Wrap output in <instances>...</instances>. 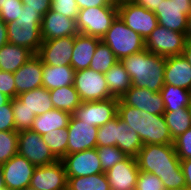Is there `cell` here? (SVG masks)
I'll return each mask as SVG.
<instances>
[{"label":"cell","mask_w":191,"mask_h":190,"mask_svg":"<svg viewBox=\"0 0 191 190\" xmlns=\"http://www.w3.org/2000/svg\"><path fill=\"white\" fill-rule=\"evenodd\" d=\"M17 98L35 116L54 109L49 90L45 87L20 93Z\"/></svg>","instance_id":"cell-27"},{"label":"cell","mask_w":191,"mask_h":190,"mask_svg":"<svg viewBox=\"0 0 191 190\" xmlns=\"http://www.w3.org/2000/svg\"><path fill=\"white\" fill-rule=\"evenodd\" d=\"M138 6L144 7L150 11L155 12L163 0H131Z\"/></svg>","instance_id":"cell-49"},{"label":"cell","mask_w":191,"mask_h":190,"mask_svg":"<svg viewBox=\"0 0 191 190\" xmlns=\"http://www.w3.org/2000/svg\"><path fill=\"white\" fill-rule=\"evenodd\" d=\"M61 160L67 177H86L104 173L96 148L67 154Z\"/></svg>","instance_id":"cell-12"},{"label":"cell","mask_w":191,"mask_h":190,"mask_svg":"<svg viewBox=\"0 0 191 190\" xmlns=\"http://www.w3.org/2000/svg\"><path fill=\"white\" fill-rule=\"evenodd\" d=\"M0 92L10 99L16 97V84L12 72L0 70Z\"/></svg>","instance_id":"cell-46"},{"label":"cell","mask_w":191,"mask_h":190,"mask_svg":"<svg viewBox=\"0 0 191 190\" xmlns=\"http://www.w3.org/2000/svg\"><path fill=\"white\" fill-rule=\"evenodd\" d=\"M16 84V97L23 92L42 87L43 63L35 54L13 73Z\"/></svg>","instance_id":"cell-20"},{"label":"cell","mask_w":191,"mask_h":190,"mask_svg":"<svg viewBox=\"0 0 191 190\" xmlns=\"http://www.w3.org/2000/svg\"><path fill=\"white\" fill-rule=\"evenodd\" d=\"M1 168L5 186L10 190H21L29 187L36 166L17 153Z\"/></svg>","instance_id":"cell-14"},{"label":"cell","mask_w":191,"mask_h":190,"mask_svg":"<svg viewBox=\"0 0 191 190\" xmlns=\"http://www.w3.org/2000/svg\"><path fill=\"white\" fill-rule=\"evenodd\" d=\"M50 9L74 20L79 13L76 0H51Z\"/></svg>","instance_id":"cell-41"},{"label":"cell","mask_w":191,"mask_h":190,"mask_svg":"<svg viewBox=\"0 0 191 190\" xmlns=\"http://www.w3.org/2000/svg\"><path fill=\"white\" fill-rule=\"evenodd\" d=\"M118 115L103 126L98 127L97 146H117Z\"/></svg>","instance_id":"cell-39"},{"label":"cell","mask_w":191,"mask_h":190,"mask_svg":"<svg viewBox=\"0 0 191 190\" xmlns=\"http://www.w3.org/2000/svg\"><path fill=\"white\" fill-rule=\"evenodd\" d=\"M11 99L0 92V106L7 104Z\"/></svg>","instance_id":"cell-54"},{"label":"cell","mask_w":191,"mask_h":190,"mask_svg":"<svg viewBox=\"0 0 191 190\" xmlns=\"http://www.w3.org/2000/svg\"><path fill=\"white\" fill-rule=\"evenodd\" d=\"M182 56L191 65V38L187 37L185 42V47L183 49Z\"/></svg>","instance_id":"cell-52"},{"label":"cell","mask_w":191,"mask_h":190,"mask_svg":"<svg viewBox=\"0 0 191 190\" xmlns=\"http://www.w3.org/2000/svg\"><path fill=\"white\" fill-rule=\"evenodd\" d=\"M0 131H15L11 100L7 104L0 106Z\"/></svg>","instance_id":"cell-45"},{"label":"cell","mask_w":191,"mask_h":190,"mask_svg":"<svg viewBox=\"0 0 191 190\" xmlns=\"http://www.w3.org/2000/svg\"><path fill=\"white\" fill-rule=\"evenodd\" d=\"M165 190H191L188 186L178 187V188H168Z\"/></svg>","instance_id":"cell-56"},{"label":"cell","mask_w":191,"mask_h":190,"mask_svg":"<svg viewBox=\"0 0 191 190\" xmlns=\"http://www.w3.org/2000/svg\"><path fill=\"white\" fill-rule=\"evenodd\" d=\"M117 147L126 155L136 158L143 143L139 135L118 116Z\"/></svg>","instance_id":"cell-29"},{"label":"cell","mask_w":191,"mask_h":190,"mask_svg":"<svg viewBox=\"0 0 191 190\" xmlns=\"http://www.w3.org/2000/svg\"><path fill=\"white\" fill-rule=\"evenodd\" d=\"M68 129V154L97 147L98 127L71 116Z\"/></svg>","instance_id":"cell-17"},{"label":"cell","mask_w":191,"mask_h":190,"mask_svg":"<svg viewBox=\"0 0 191 190\" xmlns=\"http://www.w3.org/2000/svg\"><path fill=\"white\" fill-rule=\"evenodd\" d=\"M30 188L35 190H67L66 170L62 160L35 168Z\"/></svg>","instance_id":"cell-13"},{"label":"cell","mask_w":191,"mask_h":190,"mask_svg":"<svg viewBox=\"0 0 191 190\" xmlns=\"http://www.w3.org/2000/svg\"><path fill=\"white\" fill-rule=\"evenodd\" d=\"M119 99L112 97L102 101L81 102L72 116L89 125L100 127L118 115Z\"/></svg>","instance_id":"cell-10"},{"label":"cell","mask_w":191,"mask_h":190,"mask_svg":"<svg viewBox=\"0 0 191 190\" xmlns=\"http://www.w3.org/2000/svg\"><path fill=\"white\" fill-rule=\"evenodd\" d=\"M68 138L67 128L53 130L42 135V139L58 160H61L68 154Z\"/></svg>","instance_id":"cell-34"},{"label":"cell","mask_w":191,"mask_h":190,"mask_svg":"<svg viewBox=\"0 0 191 190\" xmlns=\"http://www.w3.org/2000/svg\"><path fill=\"white\" fill-rule=\"evenodd\" d=\"M23 3V8L35 10L39 12L42 16L46 14L51 7V0H21Z\"/></svg>","instance_id":"cell-47"},{"label":"cell","mask_w":191,"mask_h":190,"mask_svg":"<svg viewBox=\"0 0 191 190\" xmlns=\"http://www.w3.org/2000/svg\"><path fill=\"white\" fill-rule=\"evenodd\" d=\"M21 190H35V189H32V188H30V187H27V188H23V189H21Z\"/></svg>","instance_id":"cell-58"},{"label":"cell","mask_w":191,"mask_h":190,"mask_svg":"<svg viewBox=\"0 0 191 190\" xmlns=\"http://www.w3.org/2000/svg\"><path fill=\"white\" fill-rule=\"evenodd\" d=\"M1 190H10L9 188H7V187H5V188H3V189H1Z\"/></svg>","instance_id":"cell-60"},{"label":"cell","mask_w":191,"mask_h":190,"mask_svg":"<svg viewBox=\"0 0 191 190\" xmlns=\"http://www.w3.org/2000/svg\"><path fill=\"white\" fill-rule=\"evenodd\" d=\"M23 9L21 0H0V19L9 23L19 19L20 10Z\"/></svg>","instance_id":"cell-40"},{"label":"cell","mask_w":191,"mask_h":190,"mask_svg":"<svg viewBox=\"0 0 191 190\" xmlns=\"http://www.w3.org/2000/svg\"><path fill=\"white\" fill-rule=\"evenodd\" d=\"M190 12L191 0H163L154 13L159 25L179 33H186Z\"/></svg>","instance_id":"cell-11"},{"label":"cell","mask_w":191,"mask_h":190,"mask_svg":"<svg viewBox=\"0 0 191 190\" xmlns=\"http://www.w3.org/2000/svg\"><path fill=\"white\" fill-rule=\"evenodd\" d=\"M72 114L69 112L53 109L44 114L35 116L31 131L41 136L53 130L67 128Z\"/></svg>","instance_id":"cell-24"},{"label":"cell","mask_w":191,"mask_h":190,"mask_svg":"<svg viewBox=\"0 0 191 190\" xmlns=\"http://www.w3.org/2000/svg\"><path fill=\"white\" fill-rule=\"evenodd\" d=\"M164 84L191 91V65L182 55L166 58Z\"/></svg>","instance_id":"cell-22"},{"label":"cell","mask_w":191,"mask_h":190,"mask_svg":"<svg viewBox=\"0 0 191 190\" xmlns=\"http://www.w3.org/2000/svg\"><path fill=\"white\" fill-rule=\"evenodd\" d=\"M118 16L117 5L80 9L76 18L79 33L102 39L115 18Z\"/></svg>","instance_id":"cell-5"},{"label":"cell","mask_w":191,"mask_h":190,"mask_svg":"<svg viewBox=\"0 0 191 190\" xmlns=\"http://www.w3.org/2000/svg\"><path fill=\"white\" fill-rule=\"evenodd\" d=\"M136 190H165L164 185L159 177L147 172H139Z\"/></svg>","instance_id":"cell-42"},{"label":"cell","mask_w":191,"mask_h":190,"mask_svg":"<svg viewBox=\"0 0 191 190\" xmlns=\"http://www.w3.org/2000/svg\"><path fill=\"white\" fill-rule=\"evenodd\" d=\"M180 165L185 177L186 186L191 189V159L181 160Z\"/></svg>","instance_id":"cell-50"},{"label":"cell","mask_w":191,"mask_h":190,"mask_svg":"<svg viewBox=\"0 0 191 190\" xmlns=\"http://www.w3.org/2000/svg\"><path fill=\"white\" fill-rule=\"evenodd\" d=\"M163 115L173 140L191 128L189 108H180L177 111H165Z\"/></svg>","instance_id":"cell-32"},{"label":"cell","mask_w":191,"mask_h":190,"mask_svg":"<svg viewBox=\"0 0 191 190\" xmlns=\"http://www.w3.org/2000/svg\"><path fill=\"white\" fill-rule=\"evenodd\" d=\"M108 1H109L110 3L119 5V4H121L124 0H108Z\"/></svg>","instance_id":"cell-57"},{"label":"cell","mask_w":191,"mask_h":190,"mask_svg":"<svg viewBox=\"0 0 191 190\" xmlns=\"http://www.w3.org/2000/svg\"><path fill=\"white\" fill-rule=\"evenodd\" d=\"M119 60L102 40L98 43L89 68L105 74Z\"/></svg>","instance_id":"cell-35"},{"label":"cell","mask_w":191,"mask_h":190,"mask_svg":"<svg viewBox=\"0 0 191 190\" xmlns=\"http://www.w3.org/2000/svg\"><path fill=\"white\" fill-rule=\"evenodd\" d=\"M67 190H110L106 173L86 177H67Z\"/></svg>","instance_id":"cell-33"},{"label":"cell","mask_w":191,"mask_h":190,"mask_svg":"<svg viewBox=\"0 0 191 190\" xmlns=\"http://www.w3.org/2000/svg\"><path fill=\"white\" fill-rule=\"evenodd\" d=\"M104 77L111 96L118 99L132 86L131 78L120 61L113 65Z\"/></svg>","instance_id":"cell-28"},{"label":"cell","mask_w":191,"mask_h":190,"mask_svg":"<svg viewBox=\"0 0 191 190\" xmlns=\"http://www.w3.org/2000/svg\"><path fill=\"white\" fill-rule=\"evenodd\" d=\"M96 149L104 173L127 157L117 146H97Z\"/></svg>","instance_id":"cell-38"},{"label":"cell","mask_w":191,"mask_h":190,"mask_svg":"<svg viewBox=\"0 0 191 190\" xmlns=\"http://www.w3.org/2000/svg\"><path fill=\"white\" fill-rule=\"evenodd\" d=\"M136 159L139 170L159 177L165 189L186 186L174 144L143 145Z\"/></svg>","instance_id":"cell-1"},{"label":"cell","mask_w":191,"mask_h":190,"mask_svg":"<svg viewBox=\"0 0 191 190\" xmlns=\"http://www.w3.org/2000/svg\"><path fill=\"white\" fill-rule=\"evenodd\" d=\"M78 9L93 8L107 6L110 4L108 0H76Z\"/></svg>","instance_id":"cell-48"},{"label":"cell","mask_w":191,"mask_h":190,"mask_svg":"<svg viewBox=\"0 0 191 190\" xmlns=\"http://www.w3.org/2000/svg\"><path fill=\"white\" fill-rule=\"evenodd\" d=\"M100 38L78 33L74 37V47L70 66L79 71L88 69Z\"/></svg>","instance_id":"cell-23"},{"label":"cell","mask_w":191,"mask_h":190,"mask_svg":"<svg viewBox=\"0 0 191 190\" xmlns=\"http://www.w3.org/2000/svg\"><path fill=\"white\" fill-rule=\"evenodd\" d=\"M74 37H61L58 39L43 40L36 54L43 64L52 66H70Z\"/></svg>","instance_id":"cell-15"},{"label":"cell","mask_w":191,"mask_h":190,"mask_svg":"<svg viewBox=\"0 0 191 190\" xmlns=\"http://www.w3.org/2000/svg\"><path fill=\"white\" fill-rule=\"evenodd\" d=\"M120 62L128 72L133 86L153 92H160L164 86L166 57L151 53L145 48Z\"/></svg>","instance_id":"cell-2"},{"label":"cell","mask_w":191,"mask_h":190,"mask_svg":"<svg viewBox=\"0 0 191 190\" xmlns=\"http://www.w3.org/2000/svg\"><path fill=\"white\" fill-rule=\"evenodd\" d=\"M11 103L14 113L15 131L30 130L35 115L17 97L11 99Z\"/></svg>","instance_id":"cell-37"},{"label":"cell","mask_w":191,"mask_h":190,"mask_svg":"<svg viewBox=\"0 0 191 190\" xmlns=\"http://www.w3.org/2000/svg\"><path fill=\"white\" fill-rule=\"evenodd\" d=\"M188 108H189L190 114H191V101H190V104H189Z\"/></svg>","instance_id":"cell-59"},{"label":"cell","mask_w":191,"mask_h":190,"mask_svg":"<svg viewBox=\"0 0 191 190\" xmlns=\"http://www.w3.org/2000/svg\"><path fill=\"white\" fill-rule=\"evenodd\" d=\"M18 154L36 167L56 162L58 159L46 145L42 136L31 130L18 132Z\"/></svg>","instance_id":"cell-9"},{"label":"cell","mask_w":191,"mask_h":190,"mask_svg":"<svg viewBox=\"0 0 191 190\" xmlns=\"http://www.w3.org/2000/svg\"><path fill=\"white\" fill-rule=\"evenodd\" d=\"M118 116L138 135L143 145L173 144L164 115H153L118 102Z\"/></svg>","instance_id":"cell-3"},{"label":"cell","mask_w":191,"mask_h":190,"mask_svg":"<svg viewBox=\"0 0 191 190\" xmlns=\"http://www.w3.org/2000/svg\"><path fill=\"white\" fill-rule=\"evenodd\" d=\"M186 33H179L158 25L145 40V47L151 53L163 56L182 55Z\"/></svg>","instance_id":"cell-8"},{"label":"cell","mask_w":191,"mask_h":190,"mask_svg":"<svg viewBox=\"0 0 191 190\" xmlns=\"http://www.w3.org/2000/svg\"><path fill=\"white\" fill-rule=\"evenodd\" d=\"M186 37L191 38V12L188 14Z\"/></svg>","instance_id":"cell-53"},{"label":"cell","mask_w":191,"mask_h":190,"mask_svg":"<svg viewBox=\"0 0 191 190\" xmlns=\"http://www.w3.org/2000/svg\"><path fill=\"white\" fill-rule=\"evenodd\" d=\"M43 16L35 10L23 8L20 10L19 19L15 22L20 26L41 27Z\"/></svg>","instance_id":"cell-44"},{"label":"cell","mask_w":191,"mask_h":190,"mask_svg":"<svg viewBox=\"0 0 191 190\" xmlns=\"http://www.w3.org/2000/svg\"><path fill=\"white\" fill-rule=\"evenodd\" d=\"M18 153V132L0 131V165Z\"/></svg>","instance_id":"cell-36"},{"label":"cell","mask_w":191,"mask_h":190,"mask_svg":"<svg viewBox=\"0 0 191 190\" xmlns=\"http://www.w3.org/2000/svg\"><path fill=\"white\" fill-rule=\"evenodd\" d=\"M173 144L180 160L191 159V128L175 138Z\"/></svg>","instance_id":"cell-43"},{"label":"cell","mask_w":191,"mask_h":190,"mask_svg":"<svg viewBox=\"0 0 191 190\" xmlns=\"http://www.w3.org/2000/svg\"><path fill=\"white\" fill-rule=\"evenodd\" d=\"M117 12L120 19L132 31L137 32L144 40L159 25L153 11L138 6L131 0H124L117 5Z\"/></svg>","instance_id":"cell-6"},{"label":"cell","mask_w":191,"mask_h":190,"mask_svg":"<svg viewBox=\"0 0 191 190\" xmlns=\"http://www.w3.org/2000/svg\"><path fill=\"white\" fill-rule=\"evenodd\" d=\"M120 100L125 105L153 115H163L165 112L160 92H153L147 88H138L132 85Z\"/></svg>","instance_id":"cell-16"},{"label":"cell","mask_w":191,"mask_h":190,"mask_svg":"<svg viewBox=\"0 0 191 190\" xmlns=\"http://www.w3.org/2000/svg\"><path fill=\"white\" fill-rule=\"evenodd\" d=\"M78 33L76 20L63 16L51 9L43 15L41 23L42 41L75 36Z\"/></svg>","instance_id":"cell-19"},{"label":"cell","mask_w":191,"mask_h":190,"mask_svg":"<svg viewBox=\"0 0 191 190\" xmlns=\"http://www.w3.org/2000/svg\"><path fill=\"white\" fill-rule=\"evenodd\" d=\"M165 111H177L180 108H188L191 101V91L170 84H164L160 90Z\"/></svg>","instance_id":"cell-31"},{"label":"cell","mask_w":191,"mask_h":190,"mask_svg":"<svg viewBox=\"0 0 191 190\" xmlns=\"http://www.w3.org/2000/svg\"><path fill=\"white\" fill-rule=\"evenodd\" d=\"M5 183H4V179H3V174H2V168H1V165H0V190L5 188Z\"/></svg>","instance_id":"cell-55"},{"label":"cell","mask_w":191,"mask_h":190,"mask_svg":"<svg viewBox=\"0 0 191 190\" xmlns=\"http://www.w3.org/2000/svg\"><path fill=\"white\" fill-rule=\"evenodd\" d=\"M139 172L137 159L127 156L105 172L110 190H134Z\"/></svg>","instance_id":"cell-18"},{"label":"cell","mask_w":191,"mask_h":190,"mask_svg":"<svg viewBox=\"0 0 191 190\" xmlns=\"http://www.w3.org/2000/svg\"><path fill=\"white\" fill-rule=\"evenodd\" d=\"M6 43H8V38H7V26L6 23H4L0 19V48L4 46Z\"/></svg>","instance_id":"cell-51"},{"label":"cell","mask_w":191,"mask_h":190,"mask_svg":"<svg viewBox=\"0 0 191 190\" xmlns=\"http://www.w3.org/2000/svg\"><path fill=\"white\" fill-rule=\"evenodd\" d=\"M8 43L29 49L34 55L42 44L41 27L20 26L15 21L6 23Z\"/></svg>","instance_id":"cell-21"},{"label":"cell","mask_w":191,"mask_h":190,"mask_svg":"<svg viewBox=\"0 0 191 190\" xmlns=\"http://www.w3.org/2000/svg\"><path fill=\"white\" fill-rule=\"evenodd\" d=\"M101 40L108 45L119 61L146 48L145 40L127 27L119 16Z\"/></svg>","instance_id":"cell-4"},{"label":"cell","mask_w":191,"mask_h":190,"mask_svg":"<svg viewBox=\"0 0 191 190\" xmlns=\"http://www.w3.org/2000/svg\"><path fill=\"white\" fill-rule=\"evenodd\" d=\"M49 93L54 109L63 110L72 114L81 104L74 85L49 90Z\"/></svg>","instance_id":"cell-30"},{"label":"cell","mask_w":191,"mask_h":190,"mask_svg":"<svg viewBox=\"0 0 191 190\" xmlns=\"http://www.w3.org/2000/svg\"><path fill=\"white\" fill-rule=\"evenodd\" d=\"M75 70L71 66H52L43 64L42 87L54 90L73 85Z\"/></svg>","instance_id":"cell-26"},{"label":"cell","mask_w":191,"mask_h":190,"mask_svg":"<svg viewBox=\"0 0 191 190\" xmlns=\"http://www.w3.org/2000/svg\"><path fill=\"white\" fill-rule=\"evenodd\" d=\"M73 85L81 102L102 101L112 98L104 74L90 68L76 71Z\"/></svg>","instance_id":"cell-7"},{"label":"cell","mask_w":191,"mask_h":190,"mask_svg":"<svg viewBox=\"0 0 191 190\" xmlns=\"http://www.w3.org/2000/svg\"><path fill=\"white\" fill-rule=\"evenodd\" d=\"M33 56L29 49L6 43L0 48V70L14 73Z\"/></svg>","instance_id":"cell-25"}]
</instances>
